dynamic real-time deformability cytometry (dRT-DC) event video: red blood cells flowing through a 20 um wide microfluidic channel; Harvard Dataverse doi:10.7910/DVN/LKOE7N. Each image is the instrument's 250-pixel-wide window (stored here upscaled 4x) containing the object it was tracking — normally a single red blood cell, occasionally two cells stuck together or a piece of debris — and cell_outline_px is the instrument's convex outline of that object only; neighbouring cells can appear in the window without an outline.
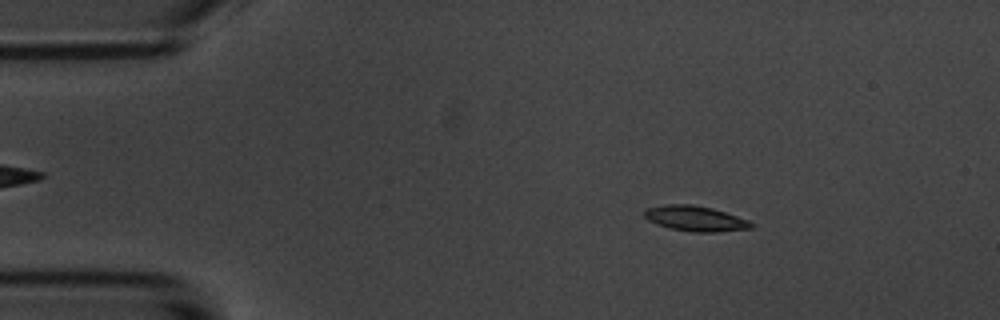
{"species": "common noctule bat (a hibernating species)", "species_latin": "Nyctalus noctula", "temperature_condition": "room temperature", "stored_images_in_passage": 56, "camera_frame_rate_fps": 3000, "um_per_image_px": 0.085, "animal": {"sex": "male", "body_mass_g": 20.1, "forearm_length_mm": 53.5}, "frame": {"image": 1, "passage_image": 8, "time_ms": 2.333, "image_size_px": [1000, 320], "cell_outline_px": [[756, 224], [752, 228], [716, 232], [692, 232], [668, 228], [656, 224], [648, 220], [644, 216], [644, 208], [664, 204], [692, 204], [712, 208], [748, 220]], "centroid_in_image_um": [59.07, 18.57], "position_along_channel_um": 25.9, "area_um2": 15.9}}
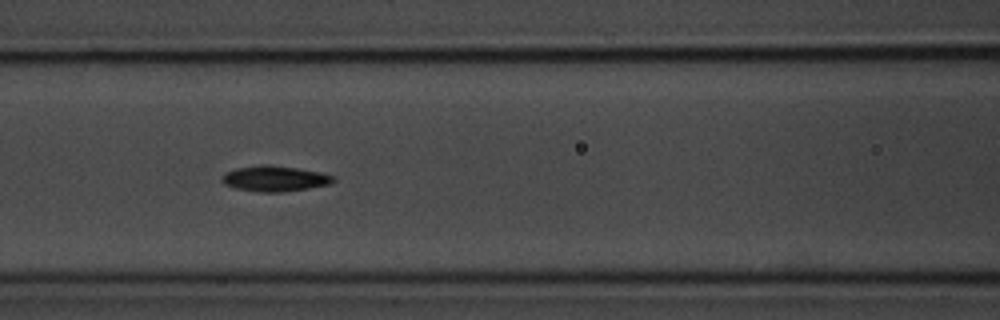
{"frame": {"image": 2, "passage_image": 23, "time_ms": 7.333, "image_size_px": [1000, 320], "cell_outline_px": [[336, 180], [332, 184], [284, 192], [260, 192], [236, 188], [224, 184], [220, 180], [220, 176], [224, 172], [236, 168], [260, 164], [268, 164], [296, 168], [320, 172], [336, 176]], "centroid_in_image_um": [23.34, 15.17], "position_along_channel_um": 143.3, "area_um2": 16.88}}
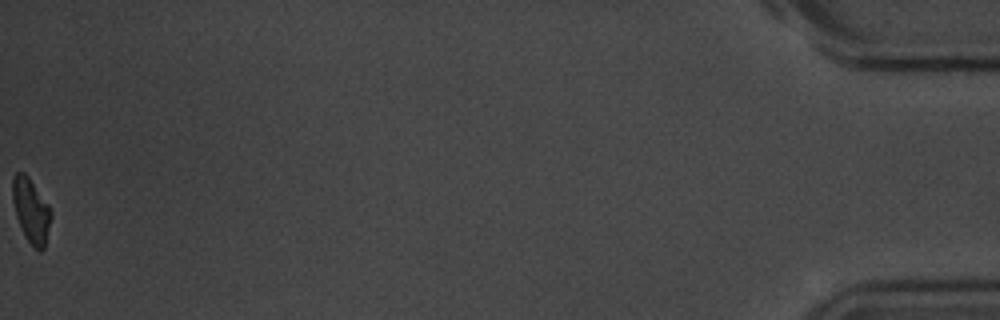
{"frame": {"image": 3, "passage_image": 56, "time_ms": 18.333, "image_size_px": [1000, 320], "cell_outline_px": [[52, 216], [44, 248], [40, 252], [24, 236], [16, 216], [12, 200], [12, 176], [16, 172], [24, 172], [28, 176], [48, 204], [52, 212]], "centroid_in_image_um": [2.63, 17.87], "position_along_channel_um": 432.6, "area_um2": 14.45}, "authors_computed_cell_mechanics": {"area_um2": 15.5193, "velocity_mm_per_s": 3.555, "shape_relaxation_time_tau1_ms": 3.0165, "shape_relaxation_time_tau2_ms": null, "deformation_change_tau1": 0.119, "deformation_change_tau2": null}}